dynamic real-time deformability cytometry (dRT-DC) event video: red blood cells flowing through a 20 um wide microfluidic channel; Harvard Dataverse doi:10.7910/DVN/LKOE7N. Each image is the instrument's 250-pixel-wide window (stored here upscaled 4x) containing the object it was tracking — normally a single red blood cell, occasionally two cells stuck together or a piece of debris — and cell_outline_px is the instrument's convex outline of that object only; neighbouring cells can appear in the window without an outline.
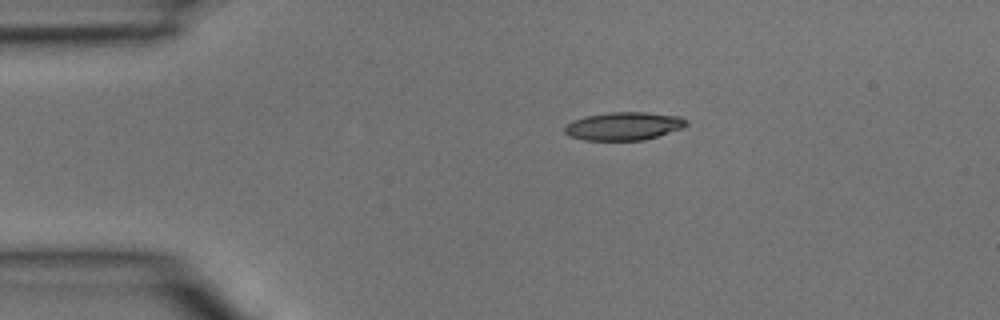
{"species": "common noctule bat (a hibernating species)", "species_latin": "Nyctalus noctula", "temperature_condition": "room temperature", "stored_images_in_passage": 2, "camera_frame_rate_fps": 3000, "um_per_image_px": 0.085, "animal": {"sex": "male", "body_mass_g": 15.6}, "frame": {"image": 1, "passage_image": 1, "time_ms": 0.0, "image_size_px": [1000, 320], "cell_outline_px": [[688, 124], [680, 128], [644, 140], [584, 140], [568, 136], [564, 132], [564, 128], [572, 120], [584, 116], [608, 112], [644, 112], [680, 116], [688, 120]], "centroid_in_image_um": [52.98, 10.71], "position_along_channel_um": 32.0, "area_um2": 19.88}}